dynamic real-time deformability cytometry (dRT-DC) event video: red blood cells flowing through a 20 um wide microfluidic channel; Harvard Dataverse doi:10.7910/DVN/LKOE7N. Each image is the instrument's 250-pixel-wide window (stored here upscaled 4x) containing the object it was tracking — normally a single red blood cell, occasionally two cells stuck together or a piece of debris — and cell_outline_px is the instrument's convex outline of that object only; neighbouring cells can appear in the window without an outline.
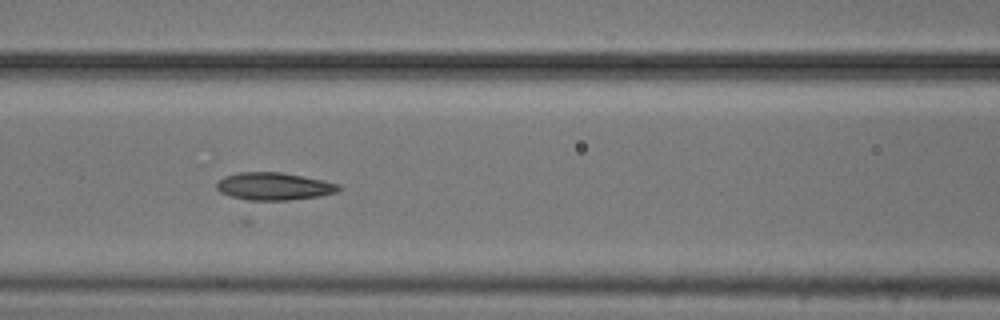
{"species": "common noctule bat (a hibernating species)", "species_latin": "Nyctalus noctula", "temperature_condition": "cold", "stored_images_in_passage": 24, "camera_frame_rate_fps": 3000, "um_per_image_px": 0.085, "animal": {"sex": "male", "body_mass_g": 20.5, "forearm_length_mm": 52.5}, "frame": {"image": 1, "passage_image": 7, "time_ms": 2.0, "image_size_px": [1000, 320], "cell_outline_px": [[344, 188], [336, 192], [320, 196], [288, 200], [248, 200], [232, 196], [220, 192], [216, 188], [216, 184], [224, 176], [240, 172], [280, 172], [324, 180], [340, 184]], "centroid_in_image_um": [23.33, 15.83], "position_along_channel_um": 143.3, "area_um2": 19.59}}
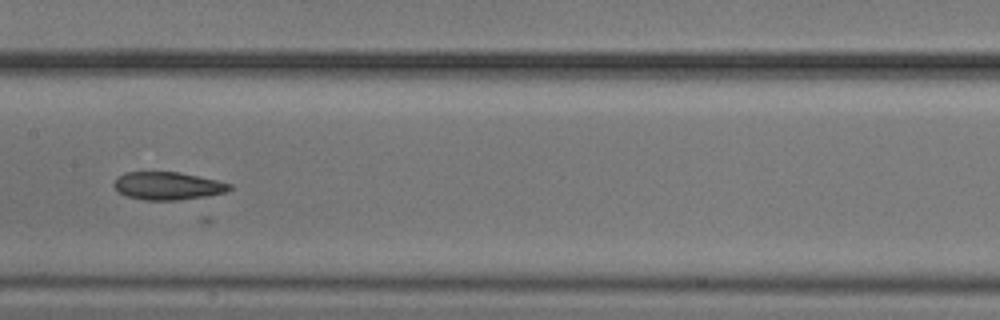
{"frame": {"image": 2, "passage_image": 11, "time_ms": 3.333, "image_size_px": [1000, 320], "cell_outline_px": [[232, 188], [224, 192], [204, 196], [176, 200], [144, 200], [128, 196], [120, 192], [112, 184], [124, 172], [180, 172], [216, 180], [232, 184]], "centroid_in_image_um": [14.26, 15.79], "position_along_channel_um": 193.1, "area_um2": 18.44}}
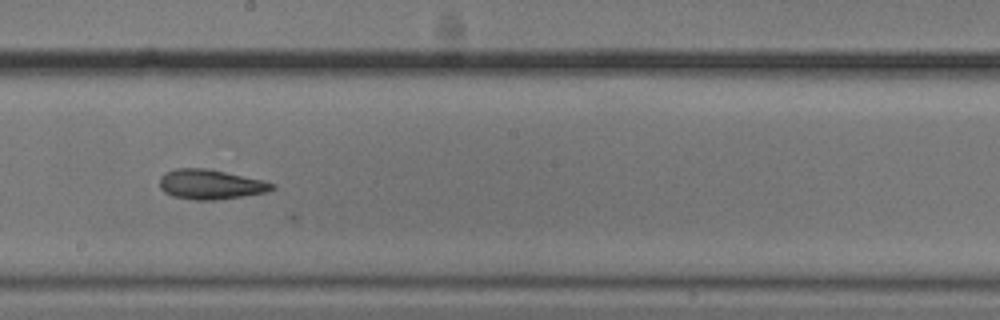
{"frame": {"image": 3, "passage_image": 14, "time_ms": 4.333, "image_size_px": [1000, 320], "cell_outline_px": [[276, 188], [268, 192], [216, 200], [192, 200], [172, 196], [164, 192], [160, 188], [160, 176], [164, 172], [176, 168], [208, 168], [264, 180], [276, 184]], "centroid_in_image_um": [17.9, 15.67], "position_along_channel_um": 230.3, "area_um2": 19.83}}